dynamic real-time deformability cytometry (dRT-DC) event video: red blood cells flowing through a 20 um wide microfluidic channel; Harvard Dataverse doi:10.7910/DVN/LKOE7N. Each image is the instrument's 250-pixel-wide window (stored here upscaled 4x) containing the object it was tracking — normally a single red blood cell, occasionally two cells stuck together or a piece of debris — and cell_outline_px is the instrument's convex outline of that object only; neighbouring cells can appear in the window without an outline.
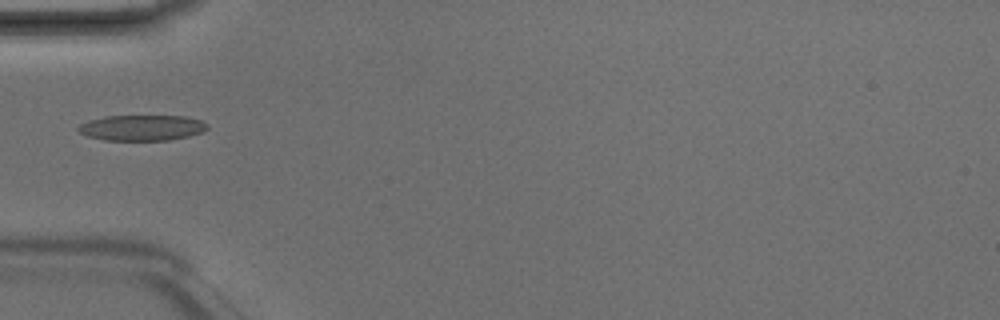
{"species": "Egyptian fruit bat (a non-hibernating species)", "species_latin": "Rousettus aegyptiacus", "temperature_condition": "room temperature", "stored_images_in_passage": 2, "camera_frame_rate_fps": 3000, "um_per_image_px": 0.085, "animal": {"sex": "male"}, "frame": {"image": 1, "passage_image": 2, "time_ms": 0.333, "image_size_px": [1000, 320], "cell_outline_px": [[208, 128], [200, 132], [188, 136], [168, 140], [104, 140], [88, 136], [80, 132], [76, 128], [80, 124], [88, 120], [104, 116], [184, 116], [200, 120], [208, 124]], "centroid_in_image_um": [12.03, 10.85], "position_along_channel_um": 73.0, "area_um2": 19.19}}